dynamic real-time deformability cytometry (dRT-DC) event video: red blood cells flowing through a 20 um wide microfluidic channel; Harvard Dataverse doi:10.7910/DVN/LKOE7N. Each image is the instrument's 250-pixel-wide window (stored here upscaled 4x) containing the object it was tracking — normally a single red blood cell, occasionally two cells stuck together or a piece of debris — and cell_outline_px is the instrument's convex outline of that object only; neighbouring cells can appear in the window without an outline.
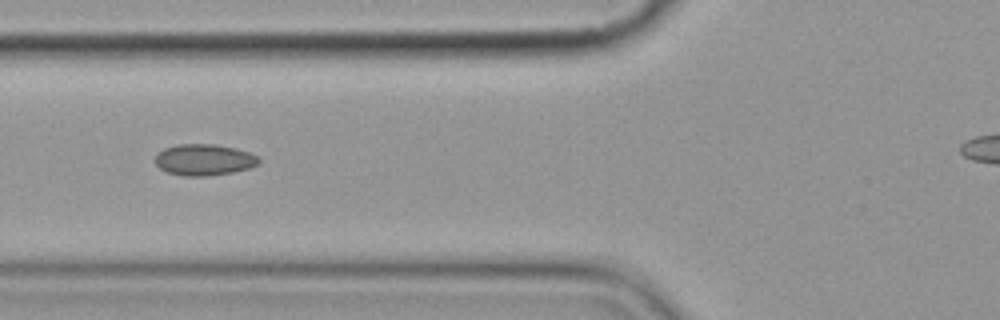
{"species": "common noctule bat (a hibernating species)", "species_latin": "Nyctalus noctula", "temperature_condition": "cold", "stored_images_in_passage": 7, "camera_frame_rate_fps": 3000, "um_per_image_px": 0.085, "animal": {"sex": "female", "body_mass_g": 19.9}, "frame": {"image": 1, "passage_image": 7, "time_ms": 6.667, "image_size_px": [1000, 320], "cell_outline_px": [[260, 164], [248, 168], [232, 172], [208, 176], [184, 176], [168, 172], [160, 168], [156, 164], [156, 152], [164, 148], [176, 144], [216, 144], [236, 148], [248, 152], [256, 156], [260, 160]], "centroid_in_image_um": [17.33, 13.57], "position_along_channel_um": 108.5, "area_um2": 18.96}}